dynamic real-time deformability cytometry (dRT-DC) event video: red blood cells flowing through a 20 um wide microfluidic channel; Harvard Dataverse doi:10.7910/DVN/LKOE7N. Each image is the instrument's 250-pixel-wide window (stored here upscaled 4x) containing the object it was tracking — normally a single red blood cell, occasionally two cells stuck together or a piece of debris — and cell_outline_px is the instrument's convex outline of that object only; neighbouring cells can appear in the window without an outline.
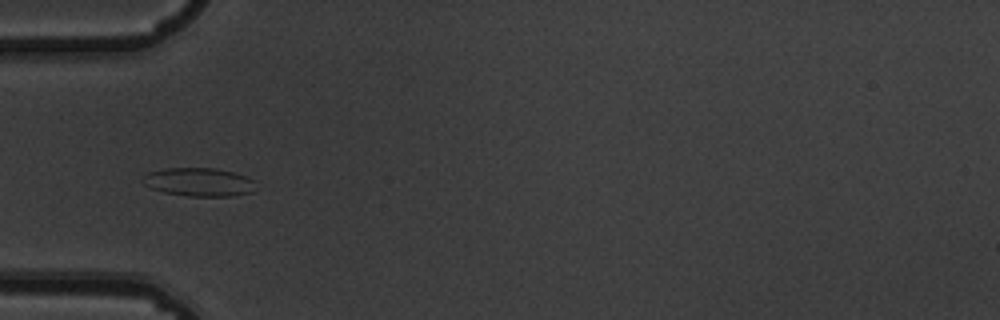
{"species": "common noctule bat (a hibernating species)", "species_latin": "Nyctalus noctula", "temperature_condition": "warm", "stored_images_in_passage": 11, "camera_frame_rate_fps": 3000, "um_per_image_px": 0.085, "animal": {"sex": "male", "body_mass_g": 19.5, "forearm_length_mm": 54.6}, "frame": {"image": 1, "passage_image": 5, "time_ms": 1.333, "image_size_px": [1000, 320], "cell_outline_px": [[256, 192], [232, 196], [188, 196], [164, 192], [152, 188], [144, 184], [140, 180], [148, 172], [164, 168], [216, 168], [248, 176], [256, 180]], "centroid_in_image_um": [16.97, 15.47], "position_along_channel_um": 68.0, "area_um2": 19.07}}
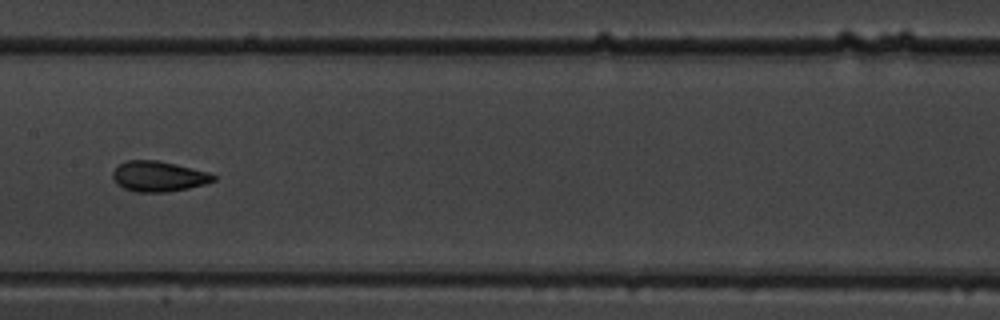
{"frame": {"image": 2, "passage_image": 8, "time_ms": 2.333, "image_size_px": [1000, 320], "cell_outline_px": [[216, 180], [204, 184], [188, 188], [168, 192], [136, 192], [124, 188], [116, 184], [112, 176], [112, 172], [120, 164], [128, 160], [156, 160], [176, 164], [208, 172], [216, 176]], "centroid_in_image_um": [13.47, 14.99], "position_along_channel_um": 193.9, "area_um2": 17.8}}
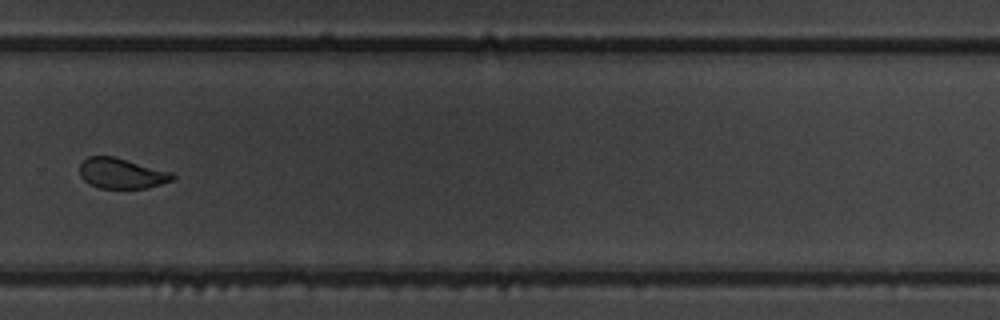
{"frame": {"image": 3, "passage_image": 11, "time_ms": 3.333, "image_size_px": [1000, 320], "cell_outline_px": [[176, 176], [172, 180], [148, 188], [100, 188], [88, 184], [80, 176], [80, 164], [88, 156], [112, 156], [172, 172]], "centroid_in_image_um": [10.32, 14.74], "position_along_channel_um": 319.5, "area_um2": 16.36}}